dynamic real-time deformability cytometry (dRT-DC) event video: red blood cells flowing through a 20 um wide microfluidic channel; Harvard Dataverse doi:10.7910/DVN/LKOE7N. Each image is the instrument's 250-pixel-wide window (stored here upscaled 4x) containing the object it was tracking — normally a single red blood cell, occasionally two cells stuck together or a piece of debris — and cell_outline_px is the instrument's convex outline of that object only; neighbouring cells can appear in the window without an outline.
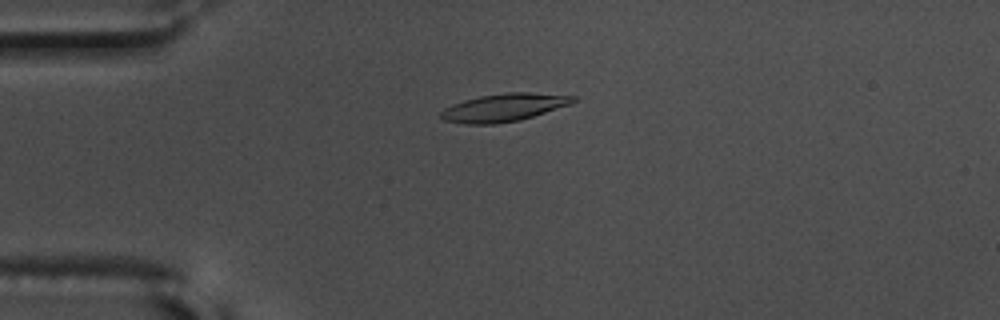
{"species": "common noctule bat (a hibernating species)", "species_latin": "Nyctalus noctula", "temperature_condition": "warm", "stored_images_in_passage": 56, "camera_frame_rate_fps": 3000, "um_per_image_px": 0.085, "animal": {"sex": "male", "body_mass_g": 17.5, "forearm_length_mm": 52.3}, "frame": {"image": 1, "passage_image": 14, "time_ms": 4.333, "image_size_px": [1000, 320], "cell_outline_px": [[576, 100], [568, 104], [520, 120], [496, 124], [464, 124], [444, 120], [440, 116], [440, 112], [444, 108], [452, 104], [464, 100], [480, 96], [508, 92], [528, 92], [576, 96]], "centroid_in_image_um": [42.77, 9.14], "position_along_channel_um": 42.2, "area_um2": 21.21}}
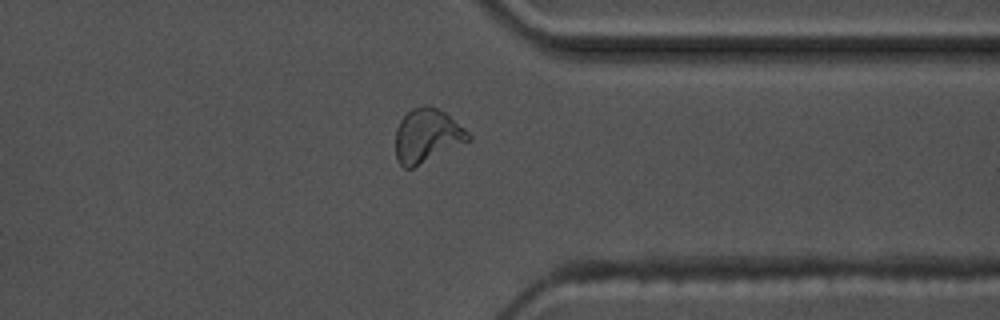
{"frame": {"image": 2, "passage_image": 44, "time_ms": 14.333, "image_size_px": [1000, 320], "cell_outline_px": [[472, 140], [412, 168], [404, 168], [396, 160], [396, 128], [400, 120], [412, 108], [424, 104], [428, 104], [440, 108], [464, 128], [472, 136]], "centroid_in_image_um": [36.31, 11.52], "position_along_channel_um": 375.1, "area_um2": 23.0}}
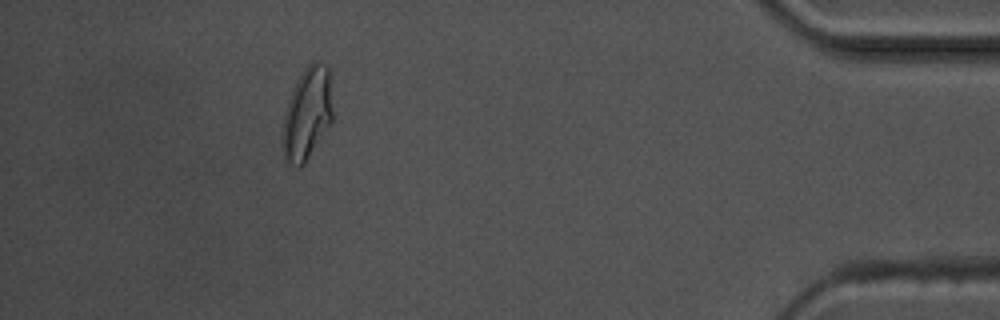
{"frame": {"image": 3, "passage_image": 51, "time_ms": 16.667, "image_size_px": [1000, 320], "cell_outline_px": [[332, 124], [304, 164], [300, 168], [284, 160], [280, 140], [284, 116], [288, 100], [304, 68], [312, 60], [316, 60], [328, 68], [332, 108]], "centroid_in_image_um": [26.09, 9.73], "position_along_channel_um": 409.1, "area_um2": 27.17}, "authors_computed_cell_mechanics": {"area_um2": 20.8658, "velocity_mm_per_s": 3.6268, "shape_relaxation_time_tau1_ms": 4.5042, "shape_relaxation_time_tau2_ms": 2.1352, "deformation_change_tau1": 0.1805, "deformation_change_tau2": 0.0827}}